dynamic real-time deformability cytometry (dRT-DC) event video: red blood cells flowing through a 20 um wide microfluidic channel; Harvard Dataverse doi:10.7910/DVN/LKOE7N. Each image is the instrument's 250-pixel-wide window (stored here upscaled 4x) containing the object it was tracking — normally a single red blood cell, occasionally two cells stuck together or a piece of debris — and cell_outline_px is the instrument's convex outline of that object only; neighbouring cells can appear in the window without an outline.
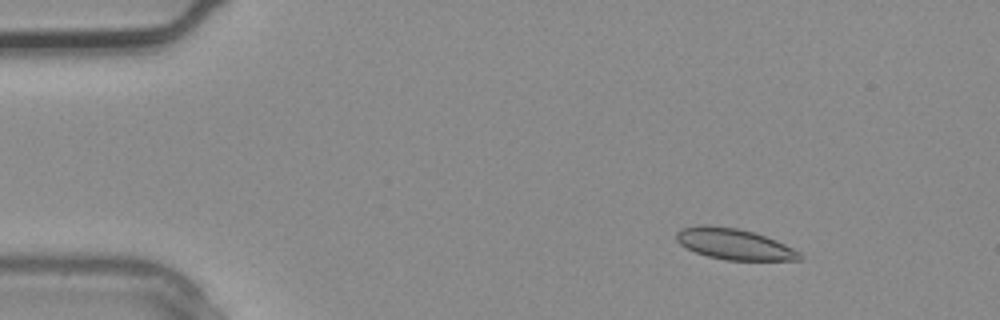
{"species": "common noctule bat (a hibernating species)", "species_latin": "Nyctalus noctula", "temperature_condition": "warm", "stored_images_in_passage": 2, "camera_frame_rate_fps": 3000, "um_per_image_px": 0.085, "animal": {"sex": "male", "body_mass_g": 20.4}, "frame": {"image": 1, "passage_image": 1, "time_ms": 0.0, "image_size_px": [1000, 320], "cell_outline_px": [[804, 256], [800, 260], [724, 260], [708, 256], [696, 252], [680, 244], [676, 240], [676, 232], [680, 228], [704, 224], [736, 228], [752, 232], [776, 240], [800, 252]], "centroid_in_image_um": [62.39, 20.75], "position_along_channel_um": 22.6, "area_um2": 22.14}}